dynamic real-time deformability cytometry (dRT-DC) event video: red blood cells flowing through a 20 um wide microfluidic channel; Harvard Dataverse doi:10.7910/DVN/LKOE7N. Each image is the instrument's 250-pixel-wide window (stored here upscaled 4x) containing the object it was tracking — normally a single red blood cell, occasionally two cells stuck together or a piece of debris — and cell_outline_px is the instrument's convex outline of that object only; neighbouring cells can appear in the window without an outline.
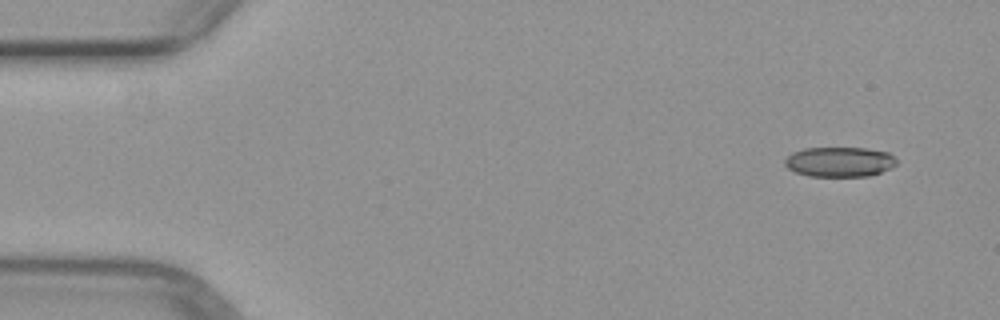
{"species": "common noctule bat (a hibernating species)", "species_latin": "Nyctalus noctula", "temperature_condition": "warm", "stored_images_in_passage": 5, "camera_frame_rate_fps": 3000, "um_per_image_px": 0.085, "animal": {"sex": "female", "body_mass_g": 29.2, "forearm_length_mm": 56.3}, "frame": {"image": 1, "passage_image": 1, "time_ms": 0.0, "image_size_px": [1000, 320], "cell_outline_px": [[896, 164], [880, 172], [868, 176], [808, 176], [796, 172], [788, 168], [784, 164], [784, 160], [792, 152], [804, 148], [868, 148], [888, 152], [896, 160]], "centroid_in_image_um": [71.33, 13.75], "position_along_channel_um": 13.7, "area_um2": 19.36}}